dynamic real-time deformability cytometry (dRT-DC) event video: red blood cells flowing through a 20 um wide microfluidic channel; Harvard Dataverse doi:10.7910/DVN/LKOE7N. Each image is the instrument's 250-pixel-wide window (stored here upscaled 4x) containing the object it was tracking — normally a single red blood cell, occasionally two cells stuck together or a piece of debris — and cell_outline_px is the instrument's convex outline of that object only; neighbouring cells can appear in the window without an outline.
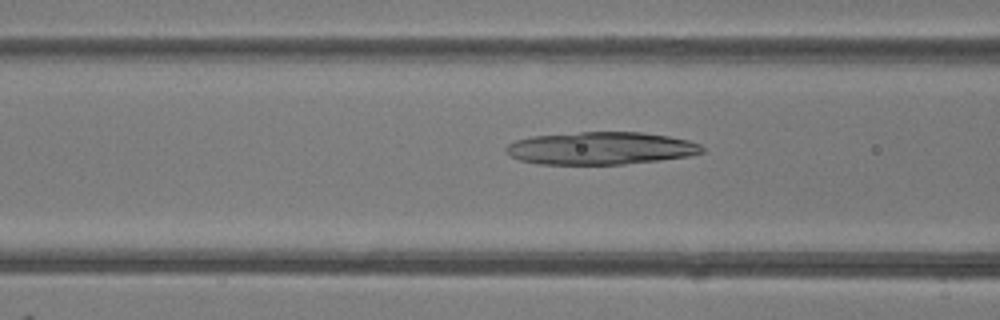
{"species": "common noctule bat (a hibernating species)", "species_latin": "Nyctalus noctula", "temperature_condition": "room temperature", "stored_images_in_passage": 35, "camera_frame_rate_fps": 3000, "um_per_image_px": 0.085, "animal": {"sex": "female"}, "frame": {"image": 1, "passage_image": 5, "time_ms": 1.333, "image_size_px": [1000, 320], "cell_outline_px": [[704, 152], [688, 156], [660, 160], [624, 164], [536, 164], [520, 160], [512, 156], [504, 148], [508, 144], [516, 140], [532, 136], [580, 132], [640, 132], [668, 136], [688, 140], [700, 144], [704, 148]], "centroid_in_image_um": [51.07, 12.6], "position_along_channel_um": 115.5, "area_um2": 37.17}}
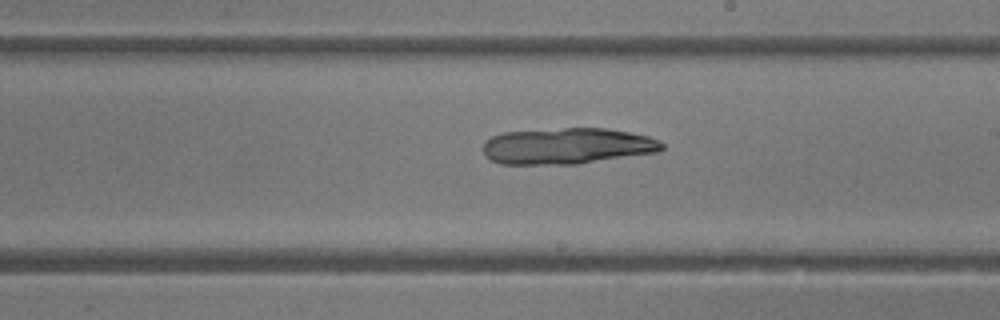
{"frame": {"image": 2, "passage_image": 14, "time_ms": 4.333, "image_size_px": [1000, 320], "cell_outline_px": [[664, 148], [660, 152], [576, 164], [500, 164], [484, 156], [484, 140], [492, 136], [504, 132], [564, 128], [604, 128], [628, 132], [648, 136], [660, 140], [664, 144]], "centroid_in_image_um": [48.22, 12.41], "position_along_channel_um": 240.8, "area_um2": 37.86}}
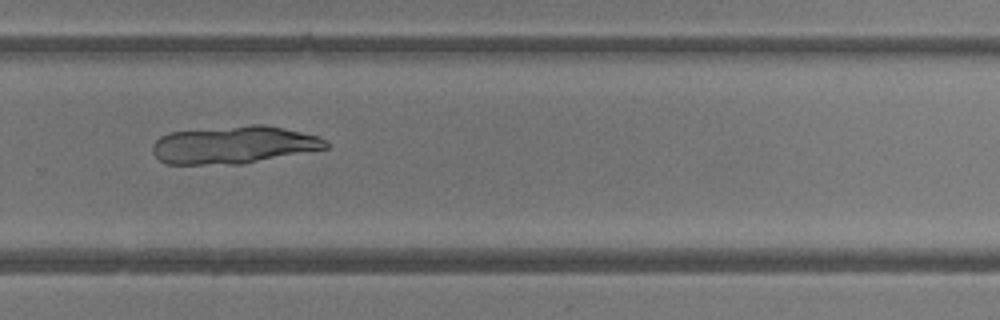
{"frame": {"image": 3, "passage_image": 19, "time_ms": 6.0, "image_size_px": [1000, 320], "cell_outline_px": [[328, 148], [240, 164], [168, 164], [160, 160], [152, 152], [152, 144], [160, 136], [168, 132], [252, 124], [264, 124], [300, 132], [316, 136], [324, 140], [328, 144]], "centroid_in_image_um": [19.81, 12.31], "position_along_channel_um": 310.0, "area_um2": 37.74}}